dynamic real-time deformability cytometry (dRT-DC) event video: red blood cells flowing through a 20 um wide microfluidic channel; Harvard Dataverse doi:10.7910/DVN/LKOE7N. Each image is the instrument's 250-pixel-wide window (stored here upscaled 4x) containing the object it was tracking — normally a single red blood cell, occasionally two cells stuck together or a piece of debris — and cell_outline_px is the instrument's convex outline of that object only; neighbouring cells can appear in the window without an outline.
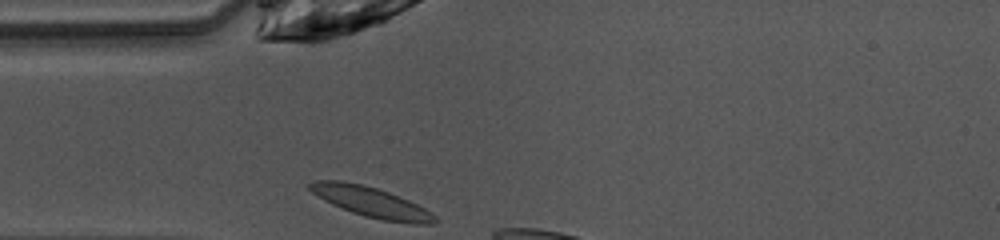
{"species": "common noctule bat (a hibernating species)", "species_latin": "Nyctalus noctula", "temperature_condition": "warm", "stored_images_in_passage": 5, "camera_frame_rate_fps": 3000, "um_per_image_px": 0.085, "animal": {"sex": "female", "body_mass_g": 10.0, "forearm_length_mm": 53.1}, "frame": {"image": 1, "passage_image": 1, "time_ms": 0.0, "image_size_px": [1000, 240], "cell_outline_px": [[440, 220], [432, 224], [412, 224], [380, 220], [364, 216], [352, 212], [332, 204], [316, 196], [308, 188], [308, 184], [312, 180], [340, 180], [364, 184], [388, 192], [408, 200], [432, 212]], "centroid_in_image_um": [31.55, 17.18], "position_along_channel_um": 53.4, "area_um2": 22.2}}